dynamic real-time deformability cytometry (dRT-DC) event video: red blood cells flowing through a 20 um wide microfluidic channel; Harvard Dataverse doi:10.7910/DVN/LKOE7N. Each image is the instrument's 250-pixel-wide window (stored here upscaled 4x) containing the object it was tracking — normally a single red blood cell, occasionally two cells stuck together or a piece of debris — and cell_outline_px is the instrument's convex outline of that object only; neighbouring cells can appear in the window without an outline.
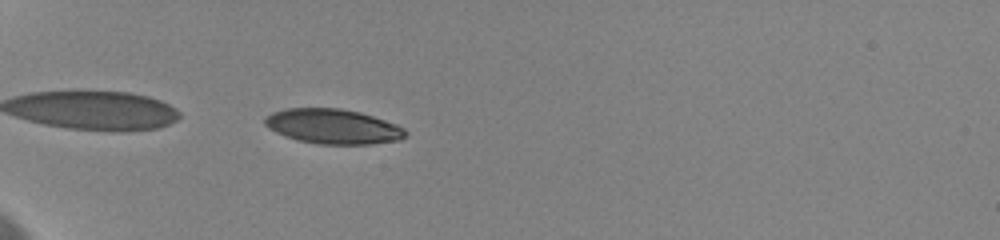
{"species": "human", "species_latin": "Homo sapiens", "temperature_condition": "cold", "stored_images_in_passage": 28, "camera_frame_rate_fps": 3000, "um_per_image_px": 0.085, "donor": {"sex": "female"}, "frame": {"image": 1, "passage_image": 1, "time_ms": 0.0, "image_size_px": [1000, 240], "cell_outline_px": [[408, 132], [400, 140], [368, 144], [316, 144], [300, 140], [276, 132], [268, 128], [264, 124], [264, 116], [272, 112], [288, 108], [340, 108], [360, 112], [396, 124], [404, 128]], "centroid_in_image_um": [28.29, 10.74], "position_along_channel_um": 56.7, "area_um2": 28.44}}